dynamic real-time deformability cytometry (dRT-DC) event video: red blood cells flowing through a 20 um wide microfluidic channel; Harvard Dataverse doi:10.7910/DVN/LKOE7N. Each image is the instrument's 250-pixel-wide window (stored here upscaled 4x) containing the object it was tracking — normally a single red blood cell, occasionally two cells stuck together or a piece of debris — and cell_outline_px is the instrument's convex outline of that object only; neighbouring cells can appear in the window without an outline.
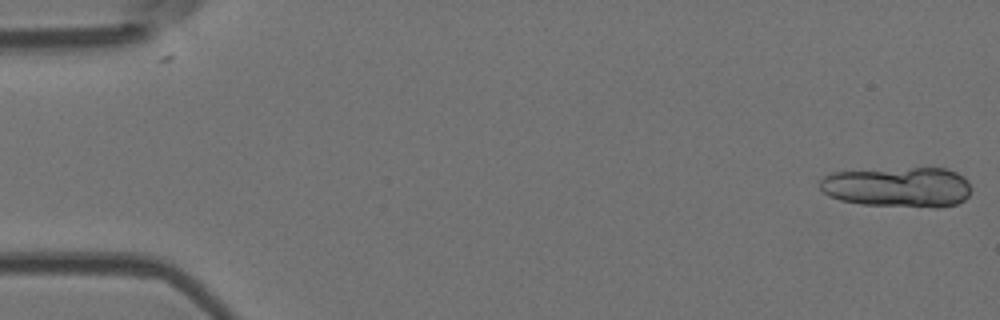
{"species": "Egyptian fruit bat (a non-hibernating species)", "species_latin": "Rousettus aegyptiacus", "temperature_condition": "room temperature", "stored_images_in_passage": 8, "segment_of_instrument_passage": [1, 2], "camera_frame_rate_fps": 3000, "um_per_image_px": 0.085, "animal": {"sex": "female"}, "frame": {"image": 1, "passage_image": 1, "time_ms": 0.0, "image_size_px": [1000, 320], "cell_outline_px": [[968, 196], [964, 200], [956, 204], [940, 208], [932, 208], [860, 204], [840, 200], [828, 196], [820, 188], [820, 180], [824, 176], [832, 172], [912, 168], [948, 168], [964, 176], [968, 180]], "centroid_in_image_um": [76.33, 15.91], "position_along_channel_um": 8.7, "area_um2": 35.66}}